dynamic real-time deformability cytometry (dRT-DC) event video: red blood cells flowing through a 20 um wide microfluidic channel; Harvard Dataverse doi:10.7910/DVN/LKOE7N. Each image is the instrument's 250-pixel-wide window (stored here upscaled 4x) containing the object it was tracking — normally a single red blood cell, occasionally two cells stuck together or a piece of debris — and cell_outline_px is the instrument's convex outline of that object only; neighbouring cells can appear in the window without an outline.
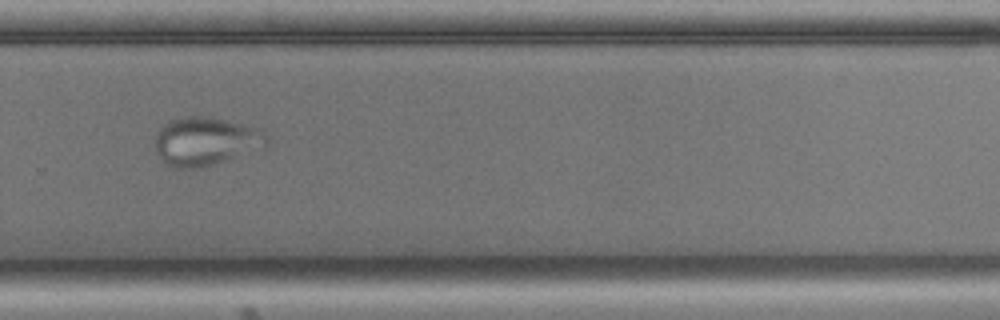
{"species": "common noctule bat (a hibernating species)", "species_latin": "Nyctalus noctula", "temperature_condition": "cold", "stored_images_in_passage": 52, "camera_frame_rate_fps": 3000, "um_per_image_px": 0.085, "animal": {"sex": "male", "body_mass_g": 17.9, "forearm_length_mm": 54.2}, "frame": {"image": 1, "passage_image": 37, "time_ms": 12.0, "image_size_px": [1000, 320], "cell_outline_px": [[268, 148], [204, 168], [176, 168], [168, 164], [156, 152], [156, 132], [164, 124], [172, 120], [184, 116], [204, 116], [244, 124], [256, 128], [264, 132], [268, 136]], "centroid_in_image_um": [17.55, 12.03], "position_along_channel_um": 312.2, "area_um2": 31.91}}